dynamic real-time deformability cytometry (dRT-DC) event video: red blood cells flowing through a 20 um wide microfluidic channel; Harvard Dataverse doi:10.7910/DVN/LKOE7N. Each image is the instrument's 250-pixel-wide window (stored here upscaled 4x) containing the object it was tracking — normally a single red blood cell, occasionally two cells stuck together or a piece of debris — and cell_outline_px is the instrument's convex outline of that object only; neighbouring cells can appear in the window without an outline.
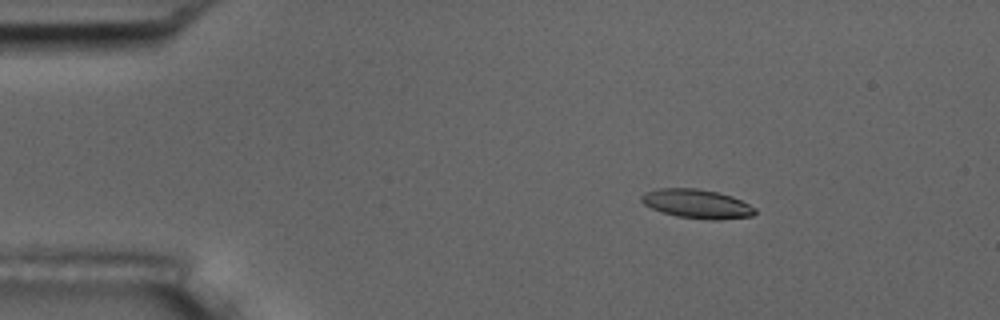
{"species": "common noctule bat (a hibernating species)", "species_latin": "Nyctalus noctula", "temperature_condition": "room temperature", "stored_images_in_passage": 9, "camera_frame_rate_fps": 3000, "um_per_image_px": 0.085, "animal": {"sex": "male", "body_mass_g": 17.5, "forearm_length_mm": 52.3}, "frame": {"image": 1, "passage_image": 3, "time_ms": 2.667, "image_size_px": [1000, 320], "cell_outline_px": [[756, 212], [752, 216], [720, 220], [712, 220], [676, 216], [652, 208], [644, 204], [640, 200], [640, 196], [644, 192], [656, 188], [696, 188], [716, 192], [732, 196], [756, 208]], "centroid_in_image_um": [59.22, 17.32], "position_along_channel_um": 25.8, "area_um2": 19.19}}
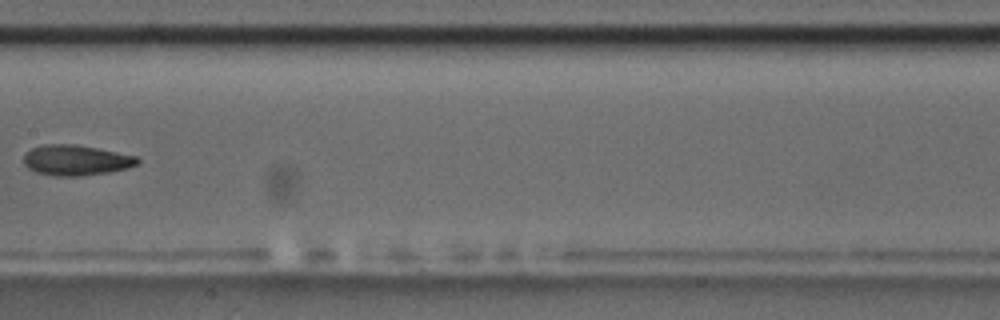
{"frame": {"image": 2, "passage_image": 8, "time_ms": 9.333, "image_size_px": [1000, 320], "cell_outline_px": [[140, 160], [136, 164], [128, 168], [108, 172], [80, 176], [52, 176], [36, 172], [28, 168], [24, 164], [24, 156], [32, 148], [44, 144], [72, 144], [96, 148], [136, 156]], "centroid_in_image_um": [6.44, 13.62], "position_along_channel_um": 201.0, "area_um2": 20.0}}